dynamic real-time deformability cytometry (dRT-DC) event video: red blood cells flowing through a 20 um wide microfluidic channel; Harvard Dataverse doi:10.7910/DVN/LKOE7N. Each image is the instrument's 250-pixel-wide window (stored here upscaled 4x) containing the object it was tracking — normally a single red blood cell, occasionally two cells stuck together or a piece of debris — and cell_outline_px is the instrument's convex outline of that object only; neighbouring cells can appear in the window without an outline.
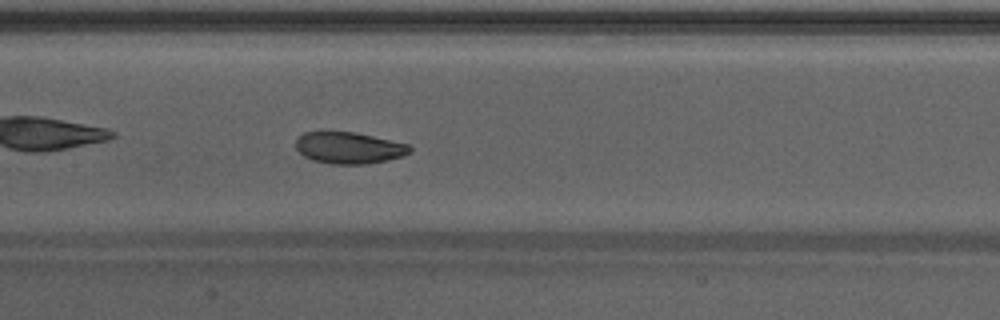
{"species": "Egyptian fruit bat (a non-hibernating species)", "species_latin": "Rousettus aegyptiacus", "temperature_condition": "warm", "stored_images_in_passage": 34, "camera_frame_rate_fps": 3000, "um_per_image_px": 0.085, "animal": {"sex": "male"}, "frame": {"image": 1, "passage_image": 10, "time_ms": 3.0, "image_size_px": [1000, 320], "cell_outline_px": [[412, 152], [404, 156], [388, 160], [368, 164], [332, 164], [312, 160], [304, 156], [296, 148], [296, 136], [304, 132], [356, 132], [408, 144], [412, 148]], "centroid_in_image_um": [29.67, 12.57], "position_along_channel_um": 177.7, "area_um2": 21.15}, "authors_computed_cell_mechanics": {"area_um2": 22.0507, "velocity_mm_per_s": 4.2599, "shape_relaxation_time_tau1_ms": 2.5435, "shape_relaxation_time_tau2_ms": 3.2512, "deformation_change_tau1": 0.1065, "deformation_change_tau2": 0.095}}